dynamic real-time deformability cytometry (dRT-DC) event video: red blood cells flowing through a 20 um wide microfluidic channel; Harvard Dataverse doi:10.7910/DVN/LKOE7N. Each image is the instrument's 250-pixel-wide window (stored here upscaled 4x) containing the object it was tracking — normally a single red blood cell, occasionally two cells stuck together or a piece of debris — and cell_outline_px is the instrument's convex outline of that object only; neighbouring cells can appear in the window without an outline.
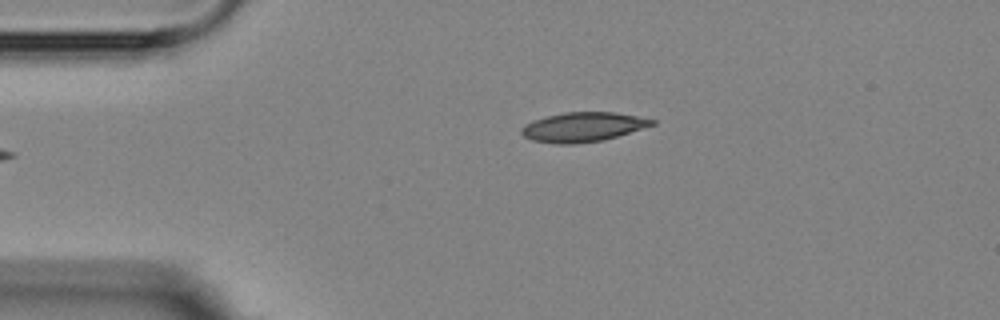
{"species": "Egyptian fruit bat (a non-hibernating species)", "species_latin": "Rousettus aegyptiacus", "temperature_condition": "room temperature", "stored_images_in_passage": 2, "camera_frame_rate_fps": 3000, "um_per_image_px": 0.085, "animal": {"sex": "female"}, "frame": {"image": 1, "passage_image": 2, "time_ms": 2.0, "image_size_px": [1000, 320], "cell_outline_px": [[656, 124], [604, 140], [572, 144], [556, 144], [532, 140], [524, 136], [520, 132], [520, 128], [524, 124], [548, 116], [564, 112], [616, 112], [656, 120]], "centroid_in_image_um": [49.54, 10.8], "position_along_channel_um": 35.5, "area_um2": 22.31}}